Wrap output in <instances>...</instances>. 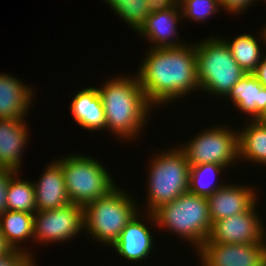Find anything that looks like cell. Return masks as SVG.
Returning a JSON list of instances; mask_svg holds the SVG:
<instances>
[{
    "label": "cell",
    "instance_id": "1",
    "mask_svg": "<svg viewBox=\"0 0 266 266\" xmlns=\"http://www.w3.org/2000/svg\"><path fill=\"white\" fill-rule=\"evenodd\" d=\"M137 78L153 107L183 98L196 89L200 91L195 45L151 48L137 71Z\"/></svg>",
    "mask_w": 266,
    "mask_h": 266
},
{
    "label": "cell",
    "instance_id": "2",
    "mask_svg": "<svg viewBox=\"0 0 266 266\" xmlns=\"http://www.w3.org/2000/svg\"><path fill=\"white\" fill-rule=\"evenodd\" d=\"M97 90L109 132L119 139H137L149 118L150 109L155 108L148 102L137 76L110 79Z\"/></svg>",
    "mask_w": 266,
    "mask_h": 266
},
{
    "label": "cell",
    "instance_id": "3",
    "mask_svg": "<svg viewBox=\"0 0 266 266\" xmlns=\"http://www.w3.org/2000/svg\"><path fill=\"white\" fill-rule=\"evenodd\" d=\"M147 216L159 227L193 243L196 249L208 239L212 228L207 198L189 191Z\"/></svg>",
    "mask_w": 266,
    "mask_h": 266
},
{
    "label": "cell",
    "instance_id": "4",
    "mask_svg": "<svg viewBox=\"0 0 266 266\" xmlns=\"http://www.w3.org/2000/svg\"><path fill=\"white\" fill-rule=\"evenodd\" d=\"M205 40L195 44L200 89L210 95L226 97L246 73L234 60L224 38L217 36Z\"/></svg>",
    "mask_w": 266,
    "mask_h": 266
},
{
    "label": "cell",
    "instance_id": "5",
    "mask_svg": "<svg viewBox=\"0 0 266 266\" xmlns=\"http://www.w3.org/2000/svg\"><path fill=\"white\" fill-rule=\"evenodd\" d=\"M132 196L116 187L108 195L83 207L84 229L92 239L112 246L139 211ZM109 244V245H108Z\"/></svg>",
    "mask_w": 266,
    "mask_h": 266
},
{
    "label": "cell",
    "instance_id": "6",
    "mask_svg": "<svg viewBox=\"0 0 266 266\" xmlns=\"http://www.w3.org/2000/svg\"><path fill=\"white\" fill-rule=\"evenodd\" d=\"M151 158L147 178V213L174 201L189 188L190 165L179 147L168 152L160 151Z\"/></svg>",
    "mask_w": 266,
    "mask_h": 266
},
{
    "label": "cell",
    "instance_id": "7",
    "mask_svg": "<svg viewBox=\"0 0 266 266\" xmlns=\"http://www.w3.org/2000/svg\"><path fill=\"white\" fill-rule=\"evenodd\" d=\"M67 156L56 161L62 168L71 203L84 207L117 187L107 169L97 159L81 154Z\"/></svg>",
    "mask_w": 266,
    "mask_h": 266
},
{
    "label": "cell",
    "instance_id": "8",
    "mask_svg": "<svg viewBox=\"0 0 266 266\" xmlns=\"http://www.w3.org/2000/svg\"><path fill=\"white\" fill-rule=\"evenodd\" d=\"M190 141L179 148L190 167L208 163L228 167L239 159V132L225 126L207 129Z\"/></svg>",
    "mask_w": 266,
    "mask_h": 266
},
{
    "label": "cell",
    "instance_id": "9",
    "mask_svg": "<svg viewBox=\"0 0 266 266\" xmlns=\"http://www.w3.org/2000/svg\"><path fill=\"white\" fill-rule=\"evenodd\" d=\"M81 229H84L83 207L73 203L34 214L33 240L40 244L68 241Z\"/></svg>",
    "mask_w": 266,
    "mask_h": 266
},
{
    "label": "cell",
    "instance_id": "10",
    "mask_svg": "<svg viewBox=\"0 0 266 266\" xmlns=\"http://www.w3.org/2000/svg\"><path fill=\"white\" fill-rule=\"evenodd\" d=\"M202 266H266V243H211L198 249Z\"/></svg>",
    "mask_w": 266,
    "mask_h": 266
},
{
    "label": "cell",
    "instance_id": "11",
    "mask_svg": "<svg viewBox=\"0 0 266 266\" xmlns=\"http://www.w3.org/2000/svg\"><path fill=\"white\" fill-rule=\"evenodd\" d=\"M256 208L255 203L248 211L215 221L207 240L211 243H266L264 223L257 216Z\"/></svg>",
    "mask_w": 266,
    "mask_h": 266
},
{
    "label": "cell",
    "instance_id": "12",
    "mask_svg": "<svg viewBox=\"0 0 266 266\" xmlns=\"http://www.w3.org/2000/svg\"><path fill=\"white\" fill-rule=\"evenodd\" d=\"M228 184L225 183L224 186L207 197L212 224L215 221L248 211L257 202L256 197L258 196L253 188Z\"/></svg>",
    "mask_w": 266,
    "mask_h": 266
},
{
    "label": "cell",
    "instance_id": "13",
    "mask_svg": "<svg viewBox=\"0 0 266 266\" xmlns=\"http://www.w3.org/2000/svg\"><path fill=\"white\" fill-rule=\"evenodd\" d=\"M47 166L41 178L34 182L37 212L71 204L61 166L56 160Z\"/></svg>",
    "mask_w": 266,
    "mask_h": 266
},
{
    "label": "cell",
    "instance_id": "14",
    "mask_svg": "<svg viewBox=\"0 0 266 266\" xmlns=\"http://www.w3.org/2000/svg\"><path fill=\"white\" fill-rule=\"evenodd\" d=\"M26 124L25 120L0 119L1 167L20 171L22 151L29 137Z\"/></svg>",
    "mask_w": 266,
    "mask_h": 266
},
{
    "label": "cell",
    "instance_id": "15",
    "mask_svg": "<svg viewBox=\"0 0 266 266\" xmlns=\"http://www.w3.org/2000/svg\"><path fill=\"white\" fill-rule=\"evenodd\" d=\"M32 87L10 74H0V119L25 120L33 98ZM28 110V111H27Z\"/></svg>",
    "mask_w": 266,
    "mask_h": 266
},
{
    "label": "cell",
    "instance_id": "16",
    "mask_svg": "<svg viewBox=\"0 0 266 266\" xmlns=\"http://www.w3.org/2000/svg\"><path fill=\"white\" fill-rule=\"evenodd\" d=\"M137 213L122 230L116 242L111 246L120 256L127 260L138 261L146 259L153 249V236Z\"/></svg>",
    "mask_w": 266,
    "mask_h": 266
},
{
    "label": "cell",
    "instance_id": "17",
    "mask_svg": "<svg viewBox=\"0 0 266 266\" xmlns=\"http://www.w3.org/2000/svg\"><path fill=\"white\" fill-rule=\"evenodd\" d=\"M181 15L180 9L153 12L146 18L144 25L137 33L143 35L146 39L148 38V41L153 45H151V48L183 46L185 43L177 40L176 42L173 41L178 33L176 26L182 17Z\"/></svg>",
    "mask_w": 266,
    "mask_h": 266
},
{
    "label": "cell",
    "instance_id": "18",
    "mask_svg": "<svg viewBox=\"0 0 266 266\" xmlns=\"http://www.w3.org/2000/svg\"><path fill=\"white\" fill-rule=\"evenodd\" d=\"M70 111L74 120L83 129L103 130L106 129L105 113L101 96L95 86L84 88L73 97Z\"/></svg>",
    "mask_w": 266,
    "mask_h": 266
},
{
    "label": "cell",
    "instance_id": "19",
    "mask_svg": "<svg viewBox=\"0 0 266 266\" xmlns=\"http://www.w3.org/2000/svg\"><path fill=\"white\" fill-rule=\"evenodd\" d=\"M243 113L257 120L266 109V87H263L253 73H246L230 90L226 98Z\"/></svg>",
    "mask_w": 266,
    "mask_h": 266
},
{
    "label": "cell",
    "instance_id": "20",
    "mask_svg": "<svg viewBox=\"0 0 266 266\" xmlns=\"http://www.w3.org/2000/svg\"><path fill=\"white\" fill-rule=\"evenodd\" d=\"M239 132V158L266 165V124L250 120Z\"/></svg>",
    "mask_w": 266,
    "mask_h": 266
},
{
    "label": "cell",
    "instance_id": "21",
    "mask_svg": "<svg viewBox=\"0 0 266 266\" xmlns=\"http://www.w3.org/2000/svg\"><path fill=\"white\" fill-rule=\"evenodd\" d=\"M33 218L32 213L9 210L0 216L1 233L10 249L20 250V242L29 237L33 240Z\"/></svg>",
    "mask_w": 266,
    "mask_h": 266
},
{
    "label": "cell",
    "instance_id": "22",
    "mask_svg": "<svg viewBox=\"0 0 266 266\" xmlns=\"http://www.w3.org/2000/svg\"><path fill=\"white\" fill-rule=\"evenodd\" d=\"M224 40L228 44L236 63L245 73H253L263 57L259 41L255 36L242 34L231 41Z\"/></svg>",
    "mask_w": 266,
    "mask_h": 266
},
{
    "label": "cell",
    "instance_id": "23",
    "mask_svg": "<svg viewBox=\"0 0 266 266\" xmlns=\"http://www.w3.org/2000/svg\"><path fill=\"white\" fill-rule=\"evenodd\" d=\"M14 175L7 188V207L9 211L35 214L37 212L34 183Z\"/></svg>",
    "mask_w": 266,
    "mask_h": 266
},
{
    "label": "cell",
    "instance_id": "24",
    "mask_svg": "<svg viewBox=\"0 0 266 266\" xmlns=\"http://www.w3.org/2000/svg\"><path fill=\"white\" fill-rule=\"evenodd\" d=\"M224 168L226 167L215 163L191 166L189 172L188 191L193 193L194 195L203 196L206 198L209 197L217 189H220L222 186H224L222 184L217 185L214 182V177L216 176V174H220V172L223 171ZM211 176L213 178H211ZM206 179L209 181H206Z\"/></svg>",
    "mask_w": 266,
    "mask_h": 266
},
{
    "label": "cell",
    "instance_id": "25",
    "mask_svg": "<svg viewBox=\"0 0 266 266\" xmlns=\"http://www.w3.org/2000/svg\"><path fill=\"white\" fill-rule=\"evenodd\" d=\"M110 9L127 22L136 32L144 25L150 11L146 0H104Z\"/></svg>",
    "mask_w": 266,
    "mask_h": 266
},
{
    "label": "cell",
    "instance_id": "26",
    "mask_svg": "<svg viewBox=\"0 0 266 266\" xmlns=\"http://www.w3.org/2000/svg\"><path fill=\"white\" fill-rule=\"evenodd\" d=\"M179 7L182 18L200 22L205 21L221 8L218 0H179Z\"/></svg>",
    "mask_w": 266,
    "mask_h": 266
},
{
    "label": "cell",
    "instance_id": "27",
    "mask_svg": "<svg viewBox=\"0 0 266 266\" xmlns=\"http://www.w3.org/2000/svg\"><path fill=\"white\" fill-rule=\"evenodd\" d=\"M27 249L21 250L10 249L0 256V266H37L32 258V254L26 252Z\"/></svg>",
    "mask_w": 266,
    "mask_h": 266
},
{
    "label": "cell",
    "instance_id": "28",
    "mask_svg": "<svg viewBox=\"0 0 266 266\" xmlns=\"http://www.w3.org/2000/svg\"><path fill=\"white\" fill-rule=\"evenodd\" d=\"M19 173L9 168H0V216L3 215L7 210V188L10 179Z\"/></svg>",
    "mask_w": 266,
    "mask_h": 266
},
{
    "label": "cell",
    "instance_id": "29",
    "mask_svg": "<svg viewBox=\"0 0 266 266\" xmlns=\"http://www.w3.org/2000/svg\"><path fill=\"white\" fill-rule=\"evenodd\" d=\"M150 13L168 9H180L179 0H146Z\"/></svg>",
    "mask_w": 266,
    "mask_h": 266
},
{
    "label": "cell",
    "instance_id": "30",
    "mask_svg": "<svg viewBox=\"0 0 266 266\" xmlns=\"http://www.w3.org/2000/svg\"><path fill=\"white\" fill-rule=\"evenodd\" d=\"M220 7L226 9L228 12L235 13V15L243 11L246 7L253 4L255 0H218Z\"/></svg>",
    "mask_w": 266,
    "mask_h": 266
},
{
    "label": "cell",
    "instance_id": "31",
    "mask_svg": "<svg viewBox=\"0 0 266 266\" xmlns=\"http://www.w3.org/2000/svg\"><path fill=\"white\" fill-rule=\"evenodd\" d=\"M253 74L261 83V85L266 87V56L261 59V62L257 65V68Z\"/></svg>",
    "mask_w": 266,
    "mask_h": 266
},
{
    "label": "cell",
    "instance_id": "32",
    "mask_svg": "<svg viewBox=\"0 0 266 266\" xmlns=\"http://www.w3.org/2000/svg\"><path fill=\"white\" fill-rule=\"evenodd\" d=\"M10 248L5 244L0 228V256L8 252Z\"/></svg>",
    "mask_w": 266,
    "mask_h": 266
},
{
    "label": "cell",
    "instance_id": "33",
    "mask_svg": "<svg viewBox=\"0 0 266 266\" xmlns=\"http://www.w3.org/2000/svg\"><path fill=\"white\" fill-rule=\"evenodd\" d=\"M257 120L266 124V109H265L264 113Z\"/></svg>",
    "mask_w": 266,
    "mask_h": 266
},
{
    "label": "cell",
    "instance_id": "34",
    "mask_svg": "<svg viewBox=\"0 0 266 266\" xmlns=\"http://www.w3.org/2000/svg\"><path fill=\"white\" fill-rule=\"evenodd\" d=\"M263 28L264 29H262L261 37H262V40L264 39L263 42L266 44V25Z\"/></svg>",
    "mask_w": 266,
    "mask_h": 266
}]
</instances>
